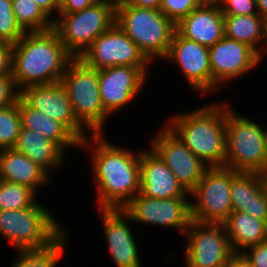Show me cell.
Returning a JSON list of instances; mask_svg holds the SVG:
<instances>
[{
	"instance_id": "obj_31",
	"label": "cell",
	"mask_w": 267,
	"mask_h": 267,
	"mask_svg": "<svg viewBox=\"0 0 267 267\" xmlns=\"http://www.w3.org/2000/svg\"><path fill=\"white\" fill-rule=\"evenodd\" d=\"M24 34L16 21L12 0H0V40L16 44Z\"/></svg>"
},
{
	"instance_id": "obj_41",
	"label": "cell",
	"mask_w": 267,
	"mask_h": 267,
	"mask_svg": "<svg viewBox=\"0 0 267 267\" xmlns=\"http://www.w3.org/2000/svg\"><path fill=\"white\" fill-rule=\"evenodd\" d=\"M256 3L258 14L267 19V0H256Z\"/></svg>"
},
{
	"instance_id": "obj_2",
	"label": "cell",
	"mask_w": 267,
	"mask_h": 267,
	"mask_svg": "<svg viewBox=\"0 0 267 267\" xmlns=\"http://www.w3.org/2000/svg\"><path fill=\"white\" fill-rule=\"evenodd\" d=\"M72 59L54 28L25 32L12 49L11 74L17 90L61 81Z\"/></svg>"
},
{
	"instance_id": "obj_3",
	"label": "cell",
	"mask_w": 267,
	"mask_h": 267,
	"mask_svg": "<svg viewBox=\"0 0 267 267\" xmlns=\"http://www.w3.org/2000/svg\"><path fill=\"white\" fill-rule=\"evenodd\" d=\"M227 103H207L197 110L171 115L164 124L208 167L225 164L226 113L232 107Z\"/></svg>"
},
{
	"instance_id": "obj_12",
	"label": "cell",
	"mask_w": 267,
	"mask_h": 267,
	"mask_svg": "<svg viewBox=\"0 0 267 267\" xmlns=\"http://www.w3.org/2000/svg\"><path fill=\"white\" fill-rule=\"evenodd\" d=\"M80 59L96 70L120 65L151 67L150 61L116 23L98 36Z\"/></svg>"
},
{
	"instance_id": "obj_28",
	"label": "cell",
	"mask_w": 267,
	"mask_h": 267,
	"mask_svg": "<svg viewBox=\"0 0 267 267\" xmlns=\"http://www.w3.org/2000/svg\"><path fill=\"white\" fill-rule=\"evenodd\" d=\"M17 23L25 32L46 31L54 27L52 20L34 0H12Z\"/></svg>"
},
{
	"instance_id": "obj_9",
	"label": "cell",
	"mask_w": 267,
	"mask_h": 267,
	"mask_svg": "<svg viewBox=\"0 0 267 267\" xmlns=\"http://www.w3.org/2000/svg\"><path fill=\"white\" fill-rule=\"evenodd\" d=\"M231 169L208 167L196 188L190 193L191 220L202 223H223L233 212L230 196Z\"/></svg>"
},
{
	"instance_id": "obj_1",
	"label": "cell",
	"mask_w": 267,
	"mask_h": 267,
	"mask_svg": "<svg viewBox=\"0 0 267 267\" xmlns=\"http://www.w3.org/2000/svg\"><path fill=\"white\" fill-rule=\"evenodd\" d=\"M105 136H88L80 143V148L92 151L91 171L98 208L122 209L140 193L141 151L135 153L114 145Z\"/></svg>"
},
{
	"instance_id": "obj_20",
	"label": "cell",
	"mask_w": 267,
	"mask_h": 267,
	"mask_svg": "<svg viewBox=\"0 0 267 267\" xmlns=\"http://www.w3.org/2000/svg\"><path fill=\"white\" fill-rule=\"evenodd\" d=\"M176 30L189 40L211 47L225 36L224 14L220 4L203 3L177 25Z\"/></svg>"
},
{
	"instance_id": "obj_23",
	"label": "cell",
	"mask_w": 267,
	"mask_h": 267,
	"mask_svg": "<svg viewBox=\"0 0 267 267\" xmlns=\"http://www.w3.org/2000/svg\"><path fill=\"white\" fill-rule=\"evenodd\" d=\"M14 148L30 158L48 175L51 173L50 169L58 170L66 158V152L56 142L44 137L38 131L22 127Z\"/></svg>"
},
{
	"instance_id": "obj_38",
	"label": "cell",
	"mask_w": 267,
	"mask_h": 267,
	"mask_svg": "<svg viewBox=\"0 0 267 267\" xmlns=\"http://www.w3.org/2000/svg\"><path fill=\"white\" fill-rule=\"evenodd\" d=\"M34 1L42 8V10L52 20H55L58 17V13L60 10V0H34Z\"/></svg>"
},
{
	"instance_id": "obj_39",
	"label": "cell",
	"mask_w": 267,
	"mask_h": 267,
	"mask_svg": "<svg viewBox=\"0 0 267 267\" xmlns=\"http://www.w3.org/2000/svg\"><path fill=\"white\" fill-rule=\"evenodd\" d=\"M128 5H132L139 8H160L163 0H124Z\"/></svg>"
},
{
	"instance_id": "obj_34",
	"label": "cell",
	"mask_w": 267,
	"mask_h": 267,
	"mask_svg": "<svg viewBox=\"0 0 267 267\" xmlns=\"http://www.w3.org/2000/svg\"><path fill=\"white\" fill-rule=\"evenodd\" d=\"M19 96L12 74L0 76V108L14 103Z\"/></svg>"
},
{
	"instance_id": "obj_19",
	"label": "cell",
	"mask_w": 267,
	"mask_h": 267,
	"mask_svg": "<svg viewBox=\"0 0 267 267\" xmlns=\"http://www.w3.org/2000/svg\"><path fill=\"white\" fill-rule=\"evenodd\" d=\"M140 194L160 199L190 197L173 172L151 148L141 149Z\"/></svg>"
},
{
	"instance_id": "obj_22",
	"label": "cell",
	"mask_w": 267,
	"mask_h": 267,
	"mask_svg": "<svg viewBox=\"0 0 267 267\" xmlns=\"http://www.w3.org/2000/svg\"><path fill=\"white\" fill-rule=\"evenodd\" d=\"M50 176L15 148L0 150V180L25 185L38 193L39 186L50 183Z\"/></svg>"
},
{
	"instance_id": "obj_8",
	"label": "cell",
	"mask_w": 267,
	"mask_h": 267,
	"mask_svg": "<svg viewBox=\"0 0 267 267\" xmlns=\"http://www.w3.org/2000/svg\"><path fill=\"white\" fill-rule=\"evenodd\" d=\"M265 130L256 121L230 108L226 113L224 167L234 171L263 174Z\"/></svg>"
},
{
	"instance_id": "obj_29",
	"label": "cell",
	"mask_w": 267,
	"mask_h": 267,
	"mask_svg": "<svg viewBox=\"0 0 267 267\" xmlns=\"http://www.w3.org/2000/svg\"><path fill=\"white\" fill-rule=\"evenodd\" d=\"M36 195L25 185L0 180V211L29 208L36 203Z\"/></svg>"
},
{
	"instance_id": "obj_15",
	"label": "cell",
	"mask_w": 267,
	"mask_h": 267,
	"mask_svg": "<svg viewBox=\"0 0 267 267\" xmlns=\"http://www.w3.org/2000/svg\"><path fill=\"white\" fill-rule=\"evenodd\" d=\"M148 70L122 65L98 70L101 103L110 116L136 99L146 85Z\"/></svg>"
},
{
	"instance_id": "obj_5",
	"label": "cell",
	"mask_w": 267,
	"mask_h": 267,
	"mask_svg": "<svg viewBox=\"0 0 267 267\" xmlns=\"http://www.w3.org/2000/svg\"><path fill=\"white\" fill-rule=\"evenodd\" d=\"M115 23L151 63L166 57L176 31V25L160 10L135 7L124 0H117Z\"/></svg>"
},
{
	"instance_id": "obj_7",
	"label": "cell",
	"mask_w": 267,
	"mask_h": 267,
	"mask_svg": "<svg viewBox=\"0 0 267 267\" xmlns=\"http://www.w3.org/2000/svg\"><path fill=\"white\" fill-rule=\"evenodd\" d=\"M116 3L117 0H99L82 11L58 13L53 28L73 58H80L98 36L115 24Z\"/></svg>"
},
{
	"instance_id": "obj_30",
	"label": "cell",
	"mask_w": 267,
	"mask_h": 267,
	"mask_svg": "<svg viewBox=\"0 0 267 267\" xmlns=\"http://www.w3.org/2000/svg\"><path fill=\"white\" fill-rule=\"evenodd\" d=\"M21 127L18 97L14 103L0 108V150L16 146Z\"/></svg>"
},
{
	"instance_id": "obj_11",
	"label": "cell",
	"mask_w": 267,
	"mask_h": 267,
	"mask_svg": "<svg viewBox=\"0 0 267 267\" xmlns=\"http://www.w3.org/2000/svg\"><path fill=\"white\" fill-rule=\"evenodd\" d=\"M188 197L170 199L149 198L138 193L122 210L131 224L143 223L177 230L181 236L189 227L191 206Z\"/></svg>"
},
{
	"instance_id": "obj_25",
	"label": "cell",
	"mask_w": 267,
	"mask_h": 267,
	"mask_svg": "<svg viewBox=\"0 0 267 267\" xmlns=\"http://www.w3.org/2000/svg\"><path fill=\"white\" fill-rule=\"evenodd\" d=\"M19 112L22 128L38 131L44 137L56 142L65 152L69 147L80 148V141L60 122L30 107L19 96Z\"/></svg>"
},
{
	"instance_id": "obj_42",
	"label": "cell",
	"mask_w": 267,
	"mask_h": 267,
	"mask_svg": "<svg viewBox=\"0 0 267 267\" xmlns=\"http://www.w3.org/2000/svg\"><path fill=\"white\" fill-rule=\"evenodd\" d=\"M265 156H264V166H263V174L267 173V127L265 130Z\"/></svg>"
},
{
	"instance_id": "obj_26",
	"label": "cell",
	"mask_w": 267,
	"mask_h": 267,
	"mask_svg": "<svg viewBox=\"0 0 267 267\" xmlns=\"http://www.w3.org/2000/svg\"><path fill=\"white\" fill-rule=\"evenodd\" d=\"M224 31L226 37L249 45L260 56L263 54L267 41V26L266 19L259 14L224 15Z\"/></svg>"
},
{
	"instance_id": "obj_18",
	"label": "cell",
	"mask_w": 267,
	"mask_h": 267,
	"mask_svg": "<svg viewBox=\"0 0 267 267\" xmlns=\"http://www.w3.org/2000/svg\"><path fill=\"white\" fill-rule=\"evenodd\" d=\"M103 235L116 267H142L139 249L129 223L130 217L122 209H99Z\"/></svg>"
},
{
	"instance_id": "obj_45",
	"label": "cell",
	"mask_w": 267,
	"mask_h": 267,
	"mask_svg": "<svg viewBox=\"0 0 267 267\" xmlns=\"http://www.w3.org/2000/svg\"><path fill=\"white\" fill-rule=\"evenodd\" d=\"M263 53H264V54H262V55L260 56V61H263V58H262V57H264V55L267 53V41H266V45H265V49H264Z\"/></svg>"
},
{
	"instance_id": "obj_17",
	"label": "cell",
	"mask_w": 267,
	"mask_h": 267,
	"mask_svg": "<svg viewBox=\"0 0 267 267\" xmlns=\"http://www.w3.org/2000/svg\"><path fill=\"white\" fill-rule=\"evenodd\" d=\"M20 97L33 109L62 123L80 142L89 136L77 122L61 81L26 87Z\"/></svg>"
},
{
	"instance_id": "obj_43",
	"label": "cell",
	"mask_w": 267,
	"mask_h": 267,
	"mask_svg": "<svg viewBox=\"0 0 267 267\" xmlns=\"http://www.w3.org/2000/svg\"><path fill=\"white\" fill-rule=\"evenodd\" d=\"M262 188L267 198V173L261 174Z\"/></svg>"
},
{
	"instance_id": "obj_40",
	"label": "cell",
	"mask_w": 267,
	"mask_h": 267,
	"mask_svg": "<svg viewBox=\"0 0 267 267\" xmlns=\"http://www.w3.org/2000/svg\"><path fill=\"white\" fill-rule=\"evenodd\" d=\"M226 267H251L241 254H236Z\"/></svg>"
},
{
	"instance_id": "obj_27",
	"label": "cell",
	"mask_w": 267,
	"mask_h": 267,
	"mask_svg": "<svg viewBox=\"0 0 267 267\" xmlns=\"http://www.w3.org/2000/svg\"><path fill=\"white\" fill-rule=\"evenodd\" d=\"M67 230L53 245L46 249L16 250L15 261L9 267H57L68 240Z\"/></svg>"
},
{
	"instance_id": "obj_33",
	"label": "cell",
	"mask_w": 267,
	"mask_h": 267,
	"mask_svg": "<svg viewBox=\"0 0 267 267\" xmlns=\"http://www.w3.org/2000/svg\"><path fill=\"white\" fill-rule=\"evenodd\" d=\"M219 4L224 15L258 14L256 0H222Z\"/></svg>"
},
{
	"instance_id": "obj_4",
	"label": "cell",
	"mask_w": 267,
	"mask_h": 267,
	"mask_svg": "<svg viewBox=\"0 0 267 267\" xmlns=\"http://www.w3.org/2000/svg\"><path fill=\"white\" fill-rule=\"evenodd\" d=\"M61 224L38 201L29 208L0 211V236L15 251L49 248L67 231Z\"/></svg>"
},
{
	"instance_id": "obj_32",
	"label": "cell",
	"mask_w": 267,
	"mask_h": 267,
	"mask_svg": "<svg viewBox=\"0 0 267 267\" xmlns=\"http://www.w3.org/2000/svg\"><path fill=\"white\" fill-rule=\"evenodd\" d=\"M203 3V0H163L159 10L177 25L190 12Z\"/></svg>"
},
{
	"instance_id": "obj_6",
	"label": "cell",
	"mask_w": 267,
	"mask_h": 267,
	"mask_svg": "<svg viewBox=\"0 0 267 267\" xmlns=\"http://www.w3.org/2000/svg\"><path fill=\"white\" fill-rule=\"evenodd\" d=\"M77 122L91 135L104 132L105 119L110 116L103 108L99 94L98 70L73 58L61 80Z\"/></svg>"
},
{
	"instance_id": "obj_21",
	"label": "cell",
	"mask_w": 267,
	"mask_h": 267,
	"mask_svg": "<svg viewBox=\"0 0 267 267\" xmlns=\"http://www.w3.org/2000/svg\"><path fill=\"white\" fill-rule=\"evenodd\" d=\"M230 196L233 212H243L267 223V198L260 173L231 169Z\"/></svg>"
},
{
	"instance_id": "obj_16",
	"label": "cell",
	"mask_w": 267,
	"mask_h": 267,
	"mask_svg": "<svg viewBox=\"0 0 267 267\" xmlns=\"http://www.w3.org/2000/svg\"><path fill=\"white\" fill-rule=\"evenodd\" d=\"M209 61L212 93L221 83L239 79L261 63L260 55L253 48L226 36L209 47Z\"/></svg>"
},
{
	"instance_id": "obj_13",
	"label": "cell",
	"mask_w": 267,
	"mask_h": 267,
	"mask_svg": "<svg viewBox=\"0 0 267 267\" xmlns=\"http://www.w3.org/2000/svg\"><path fill=\"white\" fill-rule=\"evenodd\" d=\"M149 145L190 194L208 166L165 125L152 137Z\"/></svg>"
},
{
	"instance_id": "obj_35",
	"label": "cell",
	"mask_w": 267,
	"mask_h": 267,
	"mask_svg": "<svg viewBox=\"0 0 267 267\" xmlns=\"http://www.w3.org/2000/svg\"><path fill=\"white\" fill-rule=\"evenodd\" d=\"M251 267H267V240L241 253Z\"/></svg>"
},
{
	"instance_id": "obj_10",
	"label": "cell",
	"mask_w": 267,
	"mask_h": 267,
	"mask_svg": "<svg viewBox=\"0 0 267 267\" xmlns=\"http://www.w3.org/2000/svg\"><path fill=\"white\" fill-rule=\"evenodd\" d=\"M183 236L186 267H226L236 255L223 223L192 220Z\"/></svg>"
},
{
	"instance_id": "obj_44",
	"label": "cell",
	"mask_w": 267,
	"mask_h": 267,
	"mask_svg": "<svg viewBox=\"0 0 267 267\" xmlns=\"http://www.w3.org/2000/svg\"><path fill=\"white\" fill-rule=\"evenodd\" d=\"M222 0H203L204 3H217L219 4Z\"/></svg>"
},
{
	"instance_id": "obj_24",
	"label": "cell",
	"mask_w": 267,
	"mask_h": 267,
	"mask_svg": "<svg viewBox=\"0 0 267 267\" xmlns=\"http://www.w3.org/2000/svg\"><path fill=\"white\" fill-rule=\"evenodd\" d=\"M236 254L267 240V223L243 212H232L223 222Z\"/></svg>"
},
{
	"instance_id": "obj_14",
	"label": "cell",
	"mask_w": 267,
	"mask_h": 267,
	"mask_svg": "<svg viewBox=\"0 0 267 267\" xmlns=\"http://www.w3.org/2000/svg\"><path fill=\"white\" fill-rule=\"evenodd\" d=\"M163 60L177 65L187 84L193 91L203 95L212 93V75L209 61V47L184 38L174 32L168 53ZM172 61V62H171Z\"/></svg>"
},
{
	"instance_id": "obj_37",
	"label": "cell",
	"mask_w": 267,
	"mask_h": 267,
	"mask_svg": "<svg viewBox=\"0 0 267 267\" xmlns=\"http://www.w3.org/2000/svg\"><path fill=\"white\" fill-rule=\"evenodd\" d=\"M99 0H60L59 13H73L91 7Z\"/></svg>"
},
{
	"instance_id": "obj_36",
	"label": "cell",
	"mask_w": 267,
	"mask_h": 267,
	"mask_svg": "<svg viewBox=\"0 0 267 267\" xmlns=\"http://www.w3.org/2000/svg\"><path fill=\"white\" fill-rule=\"evenodd\" d=\"M13 44L0 40V76L11 75Z\"/></svg>"
}]
</instances>
